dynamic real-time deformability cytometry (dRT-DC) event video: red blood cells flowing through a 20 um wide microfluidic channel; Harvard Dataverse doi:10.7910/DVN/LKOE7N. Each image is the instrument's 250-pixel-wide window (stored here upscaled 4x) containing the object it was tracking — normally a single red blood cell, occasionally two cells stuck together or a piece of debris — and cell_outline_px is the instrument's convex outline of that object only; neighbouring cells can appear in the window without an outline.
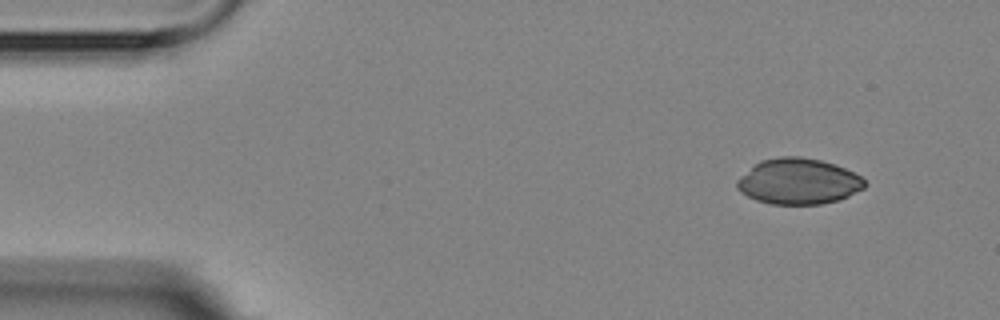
{"species": "Egyptian fruit bat (a non-hibernating species)", "species_latin": "Rousettus aegyptiacus", "temperature_condition": "room temperature", "stored_images_in_passage": 4, "segment_of_instrument_passage": [1, 2], "camera_frame_rate_fps": 3000, "um_per_image_px": 0.085, "animal": {"sex": "female"}, "frame": {"image": 1, "passage_image": 1, "time_ms": 0.0, "image_size_px": [1000, 320], "cell_outline_px": [[868, 184], [864, 188], [848, 196], [836, 200], [820, 204], [772, 204], [756, 200], [740, 192], [736, 188], [736, 180], [740, 176], [760, 160], [780, 156], [800, 156], [820, 160], [836, 164], [860, 176]], "centroid_in_image_um": [67.85, 15.41], "position_along_channel_um": 17.2, "area_um2": 34.1}}